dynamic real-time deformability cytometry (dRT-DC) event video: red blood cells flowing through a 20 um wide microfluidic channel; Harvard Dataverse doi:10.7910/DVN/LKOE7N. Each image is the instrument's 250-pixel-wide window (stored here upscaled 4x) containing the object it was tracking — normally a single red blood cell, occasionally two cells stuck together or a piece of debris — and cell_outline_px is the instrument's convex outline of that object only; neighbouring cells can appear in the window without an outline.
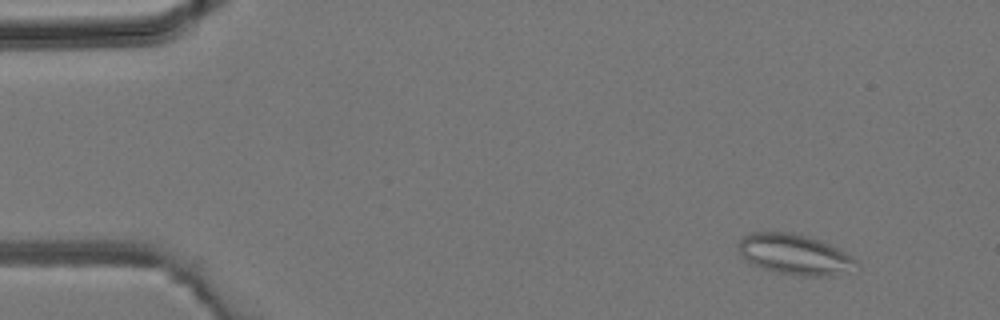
{"species": "common noctule bat (a hibernating species)", "species_latin": "Nyctalus noctula", "temperature_condition": "room temperature", "stored_images_in_passage": 44, "camera_frame_rate_fps": 3000, "um_per_image_px": 0.085, "animal": {"sex": "male", "body_mass_g": 19.2, "forearm_length_mm": 51.8}, "frame": {"image": 1, "passage_image": 5, "time_ms": 1.333, "image_size_px": [1000, 320], "cell_outline_px": [[860, 268], [832, 276], [804, 276], [776, 272], [752, 264], [740, 252], [740, 240], [744, 236], [752, 232], [792, 232], [808, 236], [820, 240], [840, 248], [852, 256], [860, 264]], "centroid_in_image_um": [67.65, 21.63], "position_along_channel_um": 17.3, "area_um2": 27.86}}
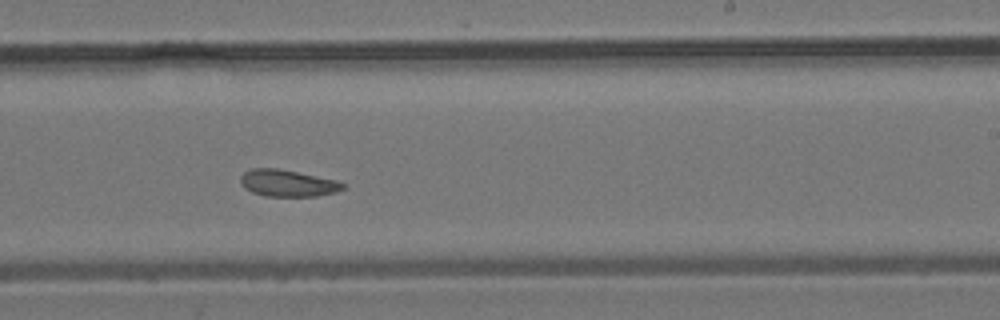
{"frame": {"image": 2, "passage_image": 27, "time_ms": 8.667, "image_size_px": [1000, 320], "cell_outline_px": [[344, 188], [336, 192], [316, 196], [264, 196], [252, 192], [244, 188], [240, 184], [240, 176], [244, 172], [252, 168], [276, 168], [336, 180], [344, 184]], "centroid_in_image_um": [24.4, 15.57], "position_along_channel_um": 264.6, "area_um2": 15.9}}
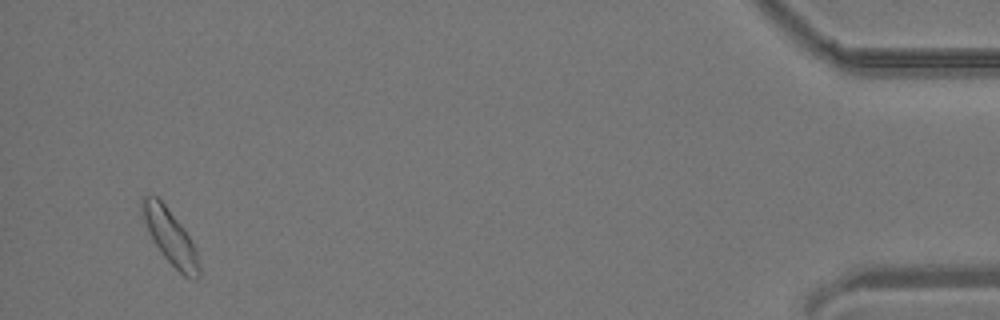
{"frame": {"image": 3, "passage_image": 42, "time_ms": 13.667, "image_size_px": [1000, 320], "cell_outline_px": [[200, 276], [196, 280], [184, 276], [160, 252], [148, 232], [144, 220], [140, 204], [140, 200], [144, 196], [156, 196], [164, 204], [180, 224], [196, 248], [200, 268]], "centroid_in_image_um": [14.47, 20.15], "position_along_channel_um": 420.7, "area_um2": 17.8}}